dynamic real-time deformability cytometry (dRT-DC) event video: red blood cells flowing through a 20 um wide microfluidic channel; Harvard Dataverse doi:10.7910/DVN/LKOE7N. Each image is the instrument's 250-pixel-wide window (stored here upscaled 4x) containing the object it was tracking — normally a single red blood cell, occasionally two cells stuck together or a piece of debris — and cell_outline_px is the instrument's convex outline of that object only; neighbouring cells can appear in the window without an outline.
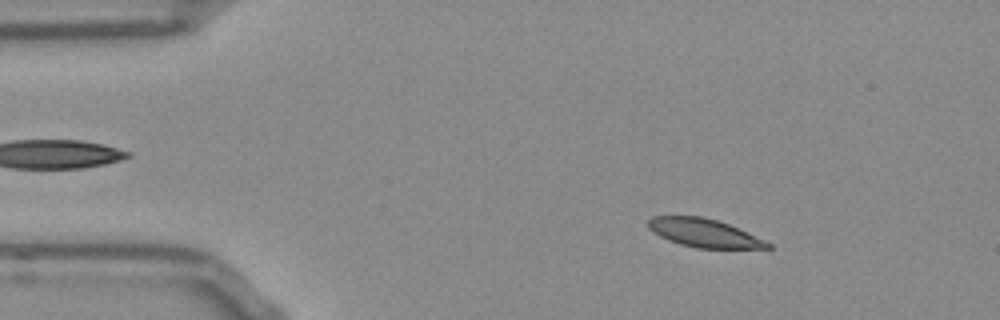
{"species": "Egyptian fruit bat (a non-hibernating species)", "species_latin": "Rousettus aegyptiacus", "temperature_condition": "room temperature", "stored_images_in_passage": 52, "camera_frame_rate_fps": 3000, "um_per_image_px": 0.085, "frame": {"image": 1, "passage_image": 7, "time_ms": 2.0, "image_size_px": [1000, 320], "cell_outline_px": [[772, 248], [696, 248], [680, 244], [668, 240], [652, 232], [648, 228], [648, 220], [652, 216], [700, 216], [716, 220], [728, 224], [764, 240], [772, 244]], "centroid_in_image_um": [59.8, 19.8], "position_along_channel_um": 25.2, "area_um2": 19.54}}
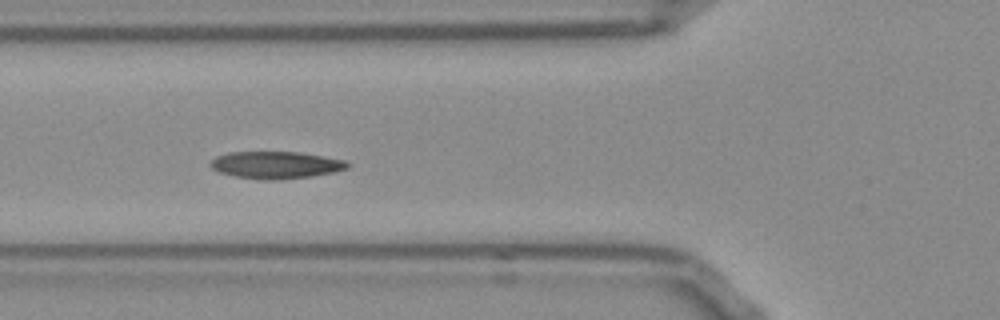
{"frame": {"image": 2, "passage_image": 18, "time_ms": 5.667, "image_size_px": [1000, 320], "cell_outline_px": [[352, 164], [348, 168], [336, 172], [312, 176], [276, 180], [260, 180], [236, 176], [220, 172], [212, 168], [208, 164], [216, 156], [228, 152], [300, 152], [324, 156], [344, 160]], "centroid_in_image_um": [23.48, 14.02], "position_along_channel_um": 102.3, "area_um2": 21.85}}
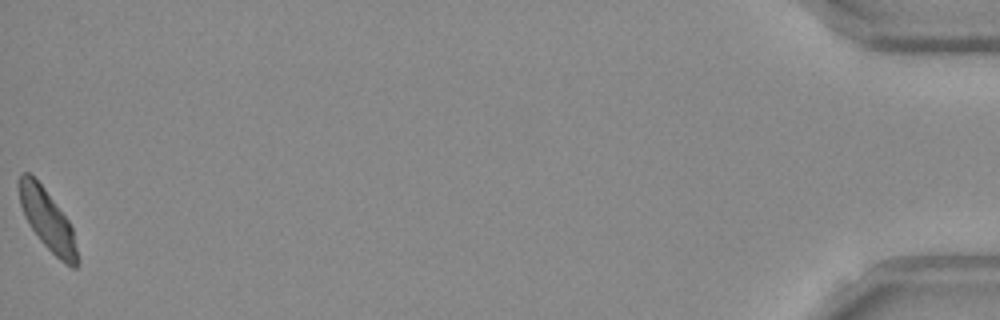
{"frame": {"image": 3, "passage_image": 52, "time_ms": 17.0, "image_size_px": [1000, 320], "cell_outline_px": [[76, 268], [72, 268], [60, 260], [40, 240], [24, 216], [20, 204], [20, 172], [28, 172], [44, 188], [68, 220], [72, 228], [76, 248]], "centroid_in_image_um": [4.02, 18.69], "position_along_channel_um": 431.2, "area_um2": 19.71}, "authors_computed_cell_mechanics": {"area_um2": 20.9236, "velocity_mm_per_s": 3.816, "shape_relaxation_time_tau1_ms": 3.0062, "shape_relaxation_time_tau2_ms": 2.453, "deformation_change_tau1": 0.1347, "deformation_change_tau2": 0.0862}}